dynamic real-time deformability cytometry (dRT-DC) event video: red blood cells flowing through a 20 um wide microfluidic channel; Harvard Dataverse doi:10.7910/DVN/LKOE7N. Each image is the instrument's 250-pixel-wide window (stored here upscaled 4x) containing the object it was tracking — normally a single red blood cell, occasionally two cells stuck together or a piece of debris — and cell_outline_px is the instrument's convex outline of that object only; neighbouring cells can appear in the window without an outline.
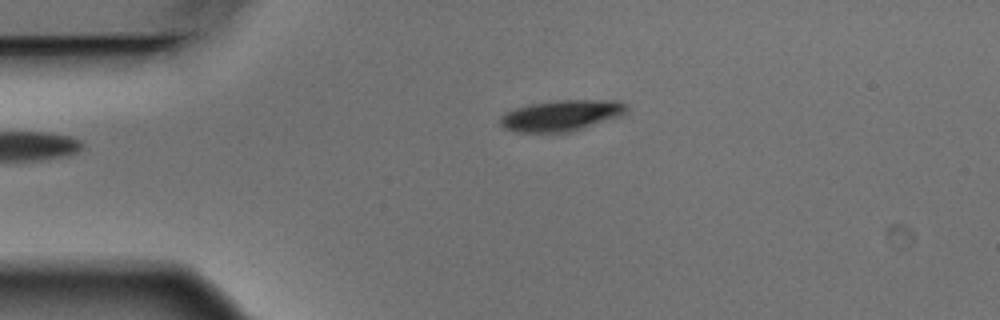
{"species": "Egyptian fruit bat (a non-hibernating species)", "species_latin": "Rousettus aegyptiacus", "temperature_condition": "warm", "stored_images_in_passage": 3, "camera_frame_rate_fps": 3000, "um_per_image_px": 0.085, "animal": {"sex": "male"}, "frame": {"image": 1, "passage_image": 3, "time_ms": 0.667, "image_size_px": [1000, 320], "cell_outline_px": [[628, 116], [572, 132], [516, 132], [504, 128], [500, 124], [500, 116], [504, 112], [516, 108], [532, 104], [556, 100], [620, 100], [628, 104]], "centroid_in_image_um": [47.85, 9.82], "position_along_channel_um": 37.1, "area_um2": 23.58}}